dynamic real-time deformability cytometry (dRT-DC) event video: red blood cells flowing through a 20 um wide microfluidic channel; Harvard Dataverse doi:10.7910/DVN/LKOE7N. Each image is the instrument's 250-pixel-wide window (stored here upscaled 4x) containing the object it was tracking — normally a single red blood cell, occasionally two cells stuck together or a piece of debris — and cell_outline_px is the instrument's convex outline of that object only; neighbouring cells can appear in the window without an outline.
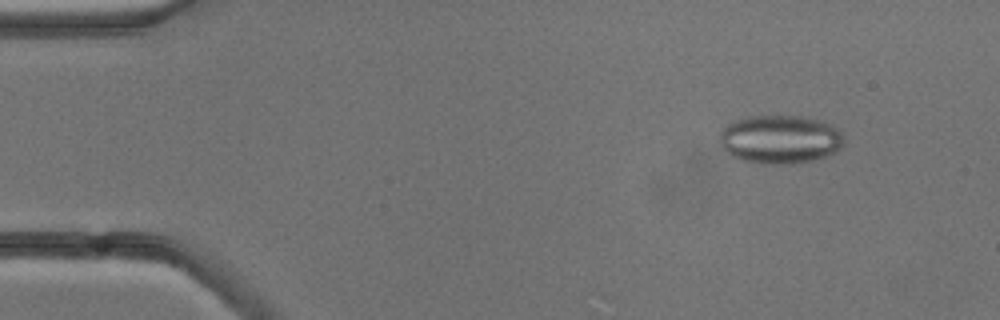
{"species": "common noctule bat (a hibernating species)", "species_latin": "Nyctalus noctula", "temperature_condition": "cold", "stored_images_in_passage": 5, "camera_frame_rate_fps": 3000, "um_per_image_px": 0.085, "animal": {"sex": "male", "body_mass_g": 13.3}, "frame": {"image": 1, "passage_image": 2, "time_ms": 1.333, "image_size_px": [1000, 320], "cell_outline_px": [[844, 144], [836, 152], [828, 156], [812, 160], [792, 164], [772, 164], [744, 160], [732, 156], [720, 144], [720, 132], [728, 124], [736, 120], [748, 116], [800, 116], [820, 120], [832, 124], [844, 136]], "centroid_in_image_um": [66.35, 11.84], "position_along_channel_um": 18.6, "area_um2": 35.14}}